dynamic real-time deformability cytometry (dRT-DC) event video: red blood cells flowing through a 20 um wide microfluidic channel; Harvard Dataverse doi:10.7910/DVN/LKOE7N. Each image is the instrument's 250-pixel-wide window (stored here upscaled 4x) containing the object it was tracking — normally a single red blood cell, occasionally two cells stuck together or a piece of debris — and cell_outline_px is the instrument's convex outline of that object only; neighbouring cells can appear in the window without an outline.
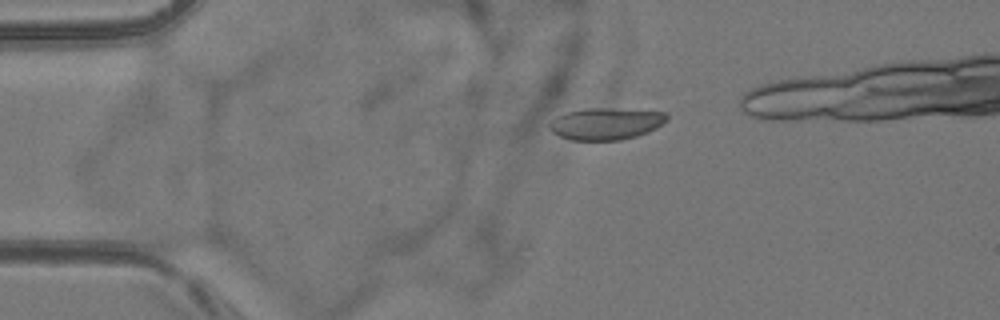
{"species": "common noctule bat (a hibernating species)", "species_latin": "Nyctalus noctula", "temperature_condition": "room temperature", "stored_images_in_passage": 3, "camera_frame_rate_fps": 3000, "um_per_image_px": 0.085, "animal": {"sex": "female", "body_mass_g": 24.6, "forearm_length_mm": 56.2}, "frame": {"image": 1, "passage_image": 2, "time_ms": 2.0, "image_size_px": [1000, 320], "cell_outline_px": [[668, 120], [656, 128], [648, 132], [636, 136], [620, 140], [572, 140], [560, 136], [552, 132], [548, 128], [548, 124], [556, 116], [568, 112], [584, 108], [604, 108], [668, 112]], "centroid_in_image_um": [51.5, 10.51], "position_along_channel_um": 33.5, "area_um2": 21.85}}